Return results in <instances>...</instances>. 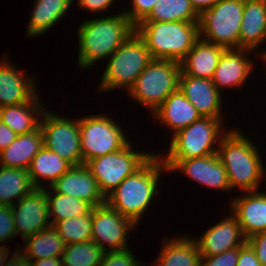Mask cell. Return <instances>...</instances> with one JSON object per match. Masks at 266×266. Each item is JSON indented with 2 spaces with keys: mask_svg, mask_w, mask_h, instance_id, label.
Segmentation results:
<instances>
[{
  "mask_svg": "<svg viewBox=\"0 0 266 266\" xmlns=\"http://www.w3.org/2000/svg\"><path fill=\"white\" fill-rule=\"evenodd\" d=\"M228 129L220 141L217 155L226 169L231 191H259L266 177V165L258 152L260 149L240 129Z\"/></svg>",
  "mask_w": 266,
  "mask_h": 266,
  "instance_id": "6da1fadb",
  "label": "cell"
},
{
  "mask_svg": "<svg viewBox=\"0 0 266 266\" xmlns=\"http://www.w3.org/2000/svg\"><path fill=\"white\" fill-rule=\"evenodd\" d=\"M134 32L135 26L122 11L82 22L77 28L78 67L86 70L107 60Z\"/></svg>",
  "mask_w": 266,
  "mask_h": 266,
  "instance_id": "7a4b0ae2",
  "label": "cell"
},
{
  "mask_svg": "<svg viewBox=\"0 0 266 266\" xmlns=\"http://www.w3.org/2000/svg\"><path fill=\"white\" fill-rule=\"evenodd\" d=\"M163 172L168 173V170L159 154L154 153L106 197V203L138 226L141 217L160 191L158 183Z\"/></svg>",
  "mask_w": 266,
  "mask_h": 266,
  "instance_id": "3957f363",
  "label": "cell"
},
{
  "mask_svg": "<svg viewBox=\"0 0 266 266\" xmlns=\"http://www.w3.org/2000/svg\"><path fill=\"white\" fill-rule=\"evenodd\" d=\"M152 59L181 62L200 38L199 22L142 21L135 27Z\"/></svg>",
  "mask_w": 266,
  "mask_h": 266,
  "instance_id": "277c9868",
  "label": "cell"
},
{
  "mask_svg": "<svg viewBox=\"0 0 266 266\" xmlns=\"http://www.w3.org/2000/svg\"><path fill=\"white\" fill-rule=\"evenodd\" d=\"M152 61L145 42L136 31L108 58L98 82V92H113L120 88L128 91L138 76Z\"/></svg>",
  "mask_w": 266,
  "mask_h": 266,
  "instance_id": "5b68a950",
  "label": "cell"
},
{
  "mask_svg": "<svg viewBox=\"0 0 266 266\" xmlns=\"http://www.w3.org/2000/svg\"><path fill=\"white\" fill-rule=\"evenodd\" d=\"M223 118L201 117L173 136L161 160H186L217 153L222 137L229 131ZM164 154V155H163Z\"/></svg>",
  "mask_w": 266,
  "mask_h": 266,
  "instance_id": "8992f818",
  "label": "cell"
},
{
  "mask_svg": "<svg viewBox=\"0 0 266 266\" xmlns=\"http://www.w3.org/2000/svg\"><path fill=\"white\" fill-rule=\"evenodd\" d=\"M181 65L175 60L152 59L127 95L153 113L179 89Z\"/></svg>",
  "mask_w": 266,
  "mask_h": 266,
  "instance_id": "52a82bcc",
  "label": "cell"
},
{
  "mask_svg": "<svg viewBox=\"0 0 266 266\" xmlns=\"http://www.w3.org/2000/svg\"><path fill=\"white\" fill-rule=\"evenodd\" d=\"M124 126L106 113L79 118L82 164L124 148L130 141Z\"/></svg>",
  "mask_w": 266,
  "mask_h": 266,
  "instance_id": "ba28073f",
  "label": "cell"
},
{
  "mask_svg": "<svg viewBox=\"0 0 266 266\" xmlns=\"http://www.w3.org/2000/svg\"><path fill=\"white\" fill-rule=\"evenodd\" d=\"M245 0H219L200 15V38L226 49H239Z\"/></svg>",
  "mask_w": 266,
  "mask_h": 266,
  "instance_id": "9c48e42d",
  "label": "cell"
},
{
  "mask_svg": "<svg viewBox=\"0 0 266 266\" xmlns=\"http://www.w3.org/2000/svg\"><path fill=\"white\" fill-rule=\"evenodd\" d=\"M133 148L132 143L129 142L116 152L92 158L85 163L97 180L99 189L105 198L154 154L151 151L147 153Z\"/></svg>",
  "mask_w": 266,
  "mask_h": 266,
  "instance_id": "30bf717a",
  "label": "cell"
},
{
  "mask_svg": "<svg viewBox=\"0 0 266 266\" xmlns=\"http://www.w3.org/2000/svg\"><path fill=\"white\" fill-rule=\"evenodd\" d=\"M43 144L72 166L82 164L79 117H65L45 109L40 120Z\"/></svg>",
  "mask_w": 266,
  "mask_h": 266,
  "instance_id": "8fae6325",
  "label": "cell"
},
{
  "mask_svg": "<svg viewBox=\"0 0 266 266\" xmlns=\"http://www.w3.org/2000/svg\"><path fill=\"white\" fill-rule=\"evenodd\" d=\"M136 227L132 220L120 214L106 202L92 208V241L104 252L129 248L127 238Z\"/></svg>",
  "mask_w": 266,
  "mask_h": 266,
  "instance_id": "7c38bea8",
  "label": "cell"
},
{
  "mask_svg": "<svg viewBox=\"0 0 266 266\" xmlns=\"http://www.w3.org/2000/svg\"><path fill=\"white\" fill-rule=\"evenodd\" d=\"M168 173L179 171L190 180L217 191H231L227 172L217 153L186 160H162Z\"/></svg>",
  "mask_w": 266,
  "mask_h": 266,
  "instance_id": "4fadbf2b",
  "label": "cell"
},
{
  "mask_svg": "<svg viewBox=\"0 0 266 266\" xmlns=\"http://www.w3.org/2000/svg\"><path fill=\"white\" fill-rule=\"evenodd\" d=\"M17 236L24 241L51 225L49 204L44 189L35 188L30 194L12 205Z\"/></svg>",
  "mask_w": 266,
  "mask_h": 266,
  "instance_id": "5bb4252c",
  "label": "cell"
},
{
  "mask_svg": "<svg viewBox=\"0 0 266 266\" xmlns=\"http://www.w3.org/2000/svg\"><path fill=\"white\" fill-rule=\"evenodd\" d=\"M11 62L7 54L0 60V108L31 102L40 95L33 76Z\"/></svg>",
  "mask_w": 266,
  "mask_h": 266,
  "instance_id": "9a60e30c",
  "label": "cell"
},
{
  "mask_svg": "<svg viewBox=\"0 0 266 266\" xmlns=\"http://www.w3.org/2000/svg\"><path fill=\"white\" fill-rule=\"evenodd\" d=\"M255 51L249 49H226L221 55L212 78L213 84L221 92L222 89H239L255 68L250 57Z\"/></svg>",
  "mask_w": 266,
  "mask_h": 266,
  "instance_id": "2e32d148",
  "label": "cell"
},
{
  "mask_svg": "<svg viewBox=\"0 0 266 266\" xmlns=\"http://www.w3.org/2000/svg\"><path fill=\"white\" fill-rule=\"evenodd\" d=\"M231 215L217 221L199 238L194 237L201 256H215L242 246L246 242L237 217Z\"/></svg>",
  "mask_w": 266,
  "mask_h": 266,
  "instance_id": "e0dca14e",
  "label": "cell"
},
{
  "mask_svg": "<svg viewBox=\"0 0 266 266\" xmlns=\"http://www.w3.org/2000/svg\"><path fill=\"white\" fill-rule=\"evenodd\" d=\"M49 187L54 192L80 199L92 208L106 202L97 180L85 164L72 166Z\"/></svg>",
  "mask_w": 266,
  "mask_h": 266,
  "instance_id": "ac0fdd59",
  "label": "cell"
},
{
  "mask_svg": "<svg viewBox=\"0 0 266 266\" xmlns=\"http://www.w3.org/2000/svg\"><path fill=\"white\" fill-rule=\"evenodd\" d=\"M179 89L195 106L201 117H224L222 93L212 80L188 76L181 71Z\"/></svg>",
  "mask_w": 266,
  "mask_h": 266,
  "instance_id": "d6986e66",
  "label": "cell"
},
{
  "mask_svg": "<svg viewBox=\"0 0 266 266\" xmlns=\"http://www.w3.org/2000/svg\"><path fill=\"white\" fill-rule=\"evenodd\" d=\"M229 202L230 212L237 217L246 239L256 233L266 231L265 190L240 193L239 196H235Z\"/></svg>",
  "mask_w": 266,
  "mask_h": 266,
  "instance_id": "ffe728a7",
  "label": "cell"
},
{
  "mask_svg": "<svg viewBox=\"0 0 266 266\" xmlns=\"http://www.w3.org/2000/svg\"><path fill=\"white\" fill-rule=\"evenodd\" d=\"M152 115L155 123L158 121L172 131V136L201 118L180 89L169 95Z\"/></svg>",
  "mask_w": 266,
  "mask_h": 266,
  "instance_id": "44dd1931",
  "label": "cell"
},
{
  "mask_svg": "<svg viewBox=\"0 0 266 266\" xmlns=\"http://www.w3.org/2000/svg\"><path fill=\"white\" fill-rule=\"evenodd\" d=\"M266 41V0H245L239 49L257 51Z\"/></svg>",
  "mask_w": 266,
  "mask_h": 266,
  "instance_id": "7402d4cb",
  "label": "cell"
},
{
  "mask_svg": "<svg viewBox=\"0 0 266 266\" xmlns=\"http://www.w3.org/2000/svg\"><path fill=\"white\" fill-rule=\"evenodd\" d=\"M225 47L199 38L180 62L181 71L188 76L212 80Z\"/></svg>",
  "mask_w": 266,
  "mask_h": 266,
  "instance_id": "603a6c76",
  "label": "cell"
},
{
  "mask_svg": "<svg viewBox=\"0 0 266 266\" xmlns=\"http://www.w3.org/2000/svg\"><path fill=\"white\" fill-rule=\"evenodd\" d=\"M180 236L162 241L154 266H200L201 255L194 237Z\"/></svg>",
  "mask_w": 266,
  "mask_h": 266,
  "instance_id": "cb8c5ba5",
  "label": "cell"
},
{
  "mask_svg": "<svg viewBox=\"0 0 266 266\" xmlns=\"http://www.w3.org/2000/svg\"><path fill=\"white\" fill-rule=\"evenodd\" d=\"M73 2L74 0H35L26 36L33 39L53 28L70 11Z\"/></svg>",
  "mask_w": 266,
  "mask_h": 266,
  "instance_id": "d4e9b609",
  "label": "cell"
},
{
  "mask_svg": "<svg viewBox=\"0 0 266 266\" xmlns=\"http://www.w3.org/2000/svg\"><path fill=\"white\" fill-rule=\"evenodd\" d=\"M43 135L40 126L17 138L0 152V166L28 170L34 156L42 149Z\"/></svg>",
  "mask_w": 266,
  "mask_h": 266,
  "instance_id": "484cf974",
  "label": "cell"
},
{
  "mask_svg": "<svg viewBox=\"0 0 266 266\" xmlns=\"http://www.w3.org/2000/svg\"><path fill=\"white\" fill-rule=\"evenodd\" d=\"M39 95L31 102L0 108V120L10 127L17 135L36 130L46 107Z\"/></svg>",
  "mask_w": 266,
  "mask_h": 266,
  "instance_id": "4316f807",
  "label": "cell"
},
{
  "mask_svg": "<svg viewBox=\"0 0 266 266\" xmlns=\"http://www.w3.org/2000/svg\"><path fill=\"white\" fill-rule=\"evenodd\" d=\"M71 167L72 165L68 161L43 146L32 159L28 173L34 187L43 189L51 186ZM45 180L48 181L47 185L44 184Z\"/></svg>",
  "mask_w": 266,
  "mask_h": 266,
  "instance_id": "83f0119b",
  "label": "cell"
},
{
  "mask_svg": "<svg viewBox=\"0 0 266 266\" xmlns=\"http://www.w3.org/2000/svg\"><path fill=\"white\" fill-rule=\"evenodd\" d=\"M24 244L17 247L28 260L61 257L65 243L57 230L50 226L27 237ZM23 247V248H22Z\"/></svg>",
  "mask_w": 266,
  "mask_h": 266,
  "instance_id": "f1b7e54d",
  "label": "cell"
},
{
  "mask_svg": "<svg viewBox=\"0 0 266 266\" xmlns=\"http://www.w3.org/2000/svg\"><path fill=\"white\" fill-rule=\"evenodd\" d=\"M34 189L28 170L0 166V205L12 206Z\"/></svg>",
  "mask_w": 266,
  "mask_h": 266,
  "instance_id": "f546056e",
  "label": "cell"
},
{
  "mask_svg": "<svg viewBox=\"0 0 266 266\" xmlns=\"http://www.w3.org/2000/svg\"><path fill=\"white\" fill-rule=\"evenodd\" d=\"M143 21L199 22L200 15L190 0H157L150 14Z\"/></svg>",
  "mask_w": 266,
  "mask_h": 266,
  "instance_id": "4dcf8cb0",
  "label": "cell"
},
{
  "mask_svg": "<svg viewBox=\"0 0 266 266\" xmlns=\"http://www.w3.org/2000/svg\"><path fill=\"white\" fill-rule=\"evenodd\" d=\"M46 191L51 225L58 221L88 213L92 207L73 196L54 192L50 187L43 188Z\"/></svg>",
  "mask_w": 266,
  "mask_h": 266,
  "instance_id": "1f68e13d",
  "label": "cell"
},
{
  "mask_svg": "<svg viewBox=\"0 0 266 266\" xmlns=\"http://www.w3.org/2000/svg\"><path fill=\"white\" fill-rule=\"evenodd\" d=\"M104 251L92 240L65 245L61 261L63 266H99Z\"/></svg>",
  "mask_w": 266,
  "mask_h": 266,
  "instance_id": "d6a6232c",
  "label": "cell"
},
{
  "mask_svg": "<svg viewBox=\"0 0 266 266\" xmlns=\"http://www.w3.org/2000/svg\"><path fill=\"white\" fill-rule=\"evenodd\" d=\"M53 227L65 245L92 240V209L86 214L58 221Z\"/></svg>",
  "mask_w": 266,
  "mask_h": 266,
  "instance_id": "836d02e7",
  "label": "cell"
},
{
  "mask_svg": "<svg viewBox=\"0 0 266 266\" xmlns=\"http://www.w3.org/2000/svg\"><path fill=\"white\" fill-rule=\"evenodd\" d=\"M131 248L117 251H105L99 266H147L136 260Z\"/></svg>",
  "mask_w": 266,
  "mask_h": 266,
  "instance_id": "e575fe53",
  "label": "cell"
},
{
  "mask_svg": "<svg viewBox=\"0 0 266 266\" xmlns=\"http://www.w3.org/2000/svg\"><path fill=\"white\" fill-rule=\"evenodd\" d=\"M17 237L14 227V218L12 214V206L0 205V247H5L7 241ZM3 243V245H2Z\"/></svg>",
  "mask_w": 266,
  "mask_h": 266,
  "instance_id": "d590c367",
  "label": "cell"
},
{
  "mask_svg": "<svg viewBox=\"0 0 266 266\" xmlns=\"http://www.w3.org/2000/svg\"><path fill=\"white\" fill-rule=\"evenodd\" d=\"M157 0H130L129 10L125 9L123 13L128 17L130 22L136 27L151 12Z\"/></svg>",
  "mask_w": 266,
  "mask_h": 266,
  "instance_id": "8d00e7d4",
  "label": "cell"
},
{
  "mask_svg": "<svg viewBox=\"0 0 266 266\" xmlns=\"http://www.w3.org/2000/svg\"><path fill=\"white\" fill-rule=\"evenodd\" d=\"M239 247L215 256H201L200 266H237Z\"/></svg>",
  "mask_w": 266,
  "mask_h": 266,
  "instance_id": "74e56055",
  "label": "cell"
},
{
  "mask_svg": "<svg viewBox=\"0 0 266 266\" xmlns=\"http://www.w3.org/2000/svg\"><path fill=\"white\" fill-rule=\"evenodd\" d=\"M246 242L252 247L257 259L262 266H266V231L256 233L246 239Z\"/></svg>",
  "mask_w": 266,
  "mask_h": 266,
  "instance_id": "f35d334b",
  "label": "cell"
},
{
  "mask_svg": "<svg viewBox=\"0 0 266 266\" xmlns=\"http://www.w3.org/2000/svg\"><path fill=\"white\" fill-rule=\"evenodd\" d=\"M76 5L80 10L82 11H88L90 14H99L106 12L109 10V7L111 8V5L114 4L113 2L115 0H75ZM106 10V11H105Z\"/></svg>",
  "mask_w": 266,
  "mask_h": 266,
  "instance_id": "ab89813d",
  "label": "cell"
},
{
  "mask_svg": "<svg viewBox=\"0 0 266 266\" xmlns=\"http://www.w3.org/2000/svg\"><path fill=\"white\" fill-rule=\"evenodd\" d=\"M237 266H262L257 259L254 250L247 242L239 247Z\"/></svg>",
  "mask_w": 266,
  "mask_h": 266,
  "instance_id": "60d3db41",
  "label": "cell"
},
{
  "mask_svg": "<svg viewBox=\"0 0 266 266\" xmlns=\"http://www.w3.org/2000/svg\"><path fill=\"white\" fill-rule=\"evenodd\" d=\"M17 136L10 127L0 120V152L7 148Z\"/></svg>",
  "mask_w": 266,
  "mask_h": 266,
  "instance_id": "b9f144b4",
  "label": "cell"
},
{
  "mask_svg": "<svg viewBox=\"0 0 266 266\" xmlns=\"http://www.w3.org/2000/svg\"><path fill=\"white\" fill-rule=\"evenodd\" d=\"M9 258H7L4 266H30L29 260L19 250L13 251Z\"/></svg>",
  "mask_w": 266,
  "mask_h": 266,
  "instance_id": "7bdbcfd3",
  "label": "cell"
},
{
  "mask_svg": "<svg viewBox=\"0 0 266 266\" xmlns=\"http://www.w3.org/2000/svg\"><path fill=\"white\" fill-rule=\"evenodd\" d=\"M218 1L219 0H190L191 5L199 15L212 8Z\"/></svg>",
  "mask_w": 266,
  "mask_h": 266,
  "instance_id": "ee69618b",
  "label": "cell"
},
{
  "mask_svg": "<svg viewBox=\"0 0 266 266\" xmlns=\"http://www.w3.org/2000/svg\"><path fill=\"white\" fill-rule=\"evenodd\" d=\"M30 266H63L61 257L44 258L37 260H29Z\"/></svg>",
  "mask_w": 266,
  "mask_h": 266,
  "instance_id": "f6af8a7d",
  "label": "cell"
},
{
  "mask_svg": "<svg viewBox=\"0 0 266 266\" xmlns=\"http://www.w3.org/2000/svg\"><path fill=\"white\" fill-rule=\"evenodd\" d=\"M10 250L7 246L0 247V266H4L7 258L9 257Z\"/></svg>",
  "mask_w": 266,
  "mask_h": 266,
  "instance_id": "bcb514c9",
  "label": "cell"
},
{
  "mask_svg": "<svg viewBox=\"0 0 266 266\" xmlns=\"http://www.w3.org/2000/svg\"><path fill=\"white\" fill-rule=\"evenodd\" d=\"M261 51V52H259ZM258 59L260 58L262 60V62L264 61V63L266 64V50L262 51V49L258 50V52L254 53Z\"/></svg>",
  "mask_w": 266,
  "mask_h": 266,
  "instance_id": "7dc6e473",
  "label": "cell"
}]
</instances>
